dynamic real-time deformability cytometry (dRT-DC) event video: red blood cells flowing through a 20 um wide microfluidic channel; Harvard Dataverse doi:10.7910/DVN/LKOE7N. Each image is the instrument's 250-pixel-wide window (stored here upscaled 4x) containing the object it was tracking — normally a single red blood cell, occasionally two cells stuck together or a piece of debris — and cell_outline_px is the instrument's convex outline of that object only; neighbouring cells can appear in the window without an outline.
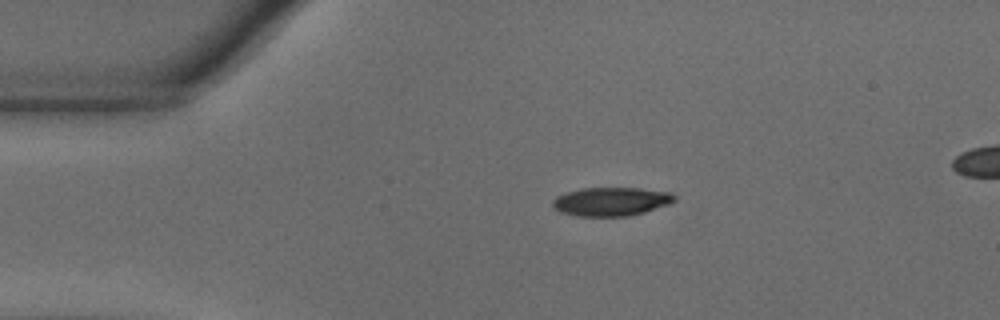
{"species": "common noctule bat (a hibernating species)", "species_latin": "Nyctalus noctula", "temperature_condition": "warm", "stored_images_in_passage": 45, "camera_frame_rate_fps": 3000, "um_per_image_px": 0.085, "animal": {"sex": "male", "body_mass_g": 18.8}, "frame": {"image": 1, "passage_image": 1, "time_ms": 0.0, "image_size_px": [1000, 320], "cell_outline_px": [[676, 200], [668, 204], [644, 212], [628, 216], [576, 216], [560, 212], [552, 204], [552, 200], [556, 196], [580, 188], [640, 188], [668, 192], [676, 196]], "centroid_in_image_um": [51.93, 17.13], "position_along_channel_um": 33.1, "area_um2": 20.23}}
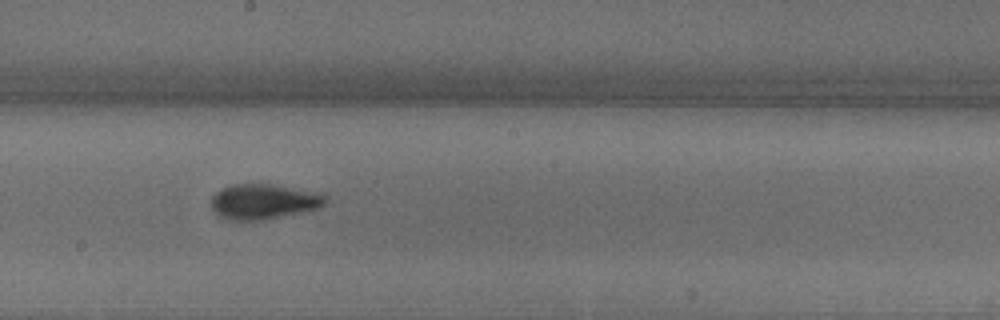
{"frame": {"image": 2, "passage_image": 20, "time_ms": 6.333, "image_size_px": [1000, 320], "cell_outline_px": [[328, 196], [324, 204], [316, 208], [264, 220], [228, 220], [216, 216], [208, 200], [216, 192], [232, 184], [272, 184]], "centroid_in_image_um": [22.28, 17.15], "position_along_channel_um": 225.9, "area_um2": 23.12}}
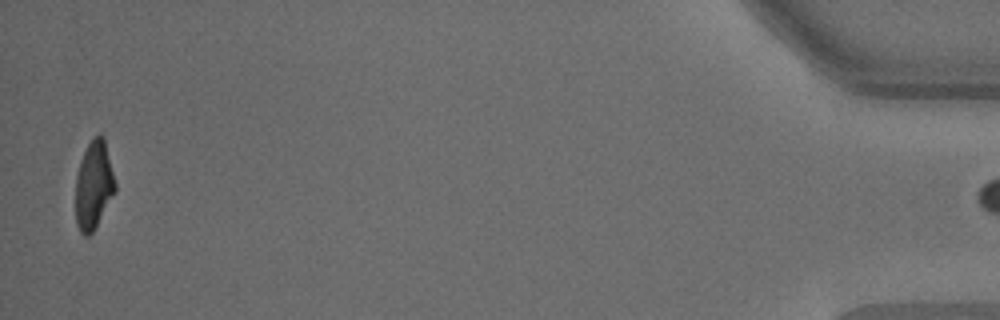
{"frame": {"image": 3, "passage_image": 44, "time_ms": 14.333, "image_size_px": [1000, 320], "cell_outline_px": [[116, 188], [92, 232], [88, 236], [84, 236], [80, 232], [76, 224], [76, 176], [80, 160], [88, 144], [100, 132], [104, 136], [116, 184]], "centroid_in_image_um": [7.95, 15.71], "position_along_channel_um": 427.2, "area_um2": 20.0}}